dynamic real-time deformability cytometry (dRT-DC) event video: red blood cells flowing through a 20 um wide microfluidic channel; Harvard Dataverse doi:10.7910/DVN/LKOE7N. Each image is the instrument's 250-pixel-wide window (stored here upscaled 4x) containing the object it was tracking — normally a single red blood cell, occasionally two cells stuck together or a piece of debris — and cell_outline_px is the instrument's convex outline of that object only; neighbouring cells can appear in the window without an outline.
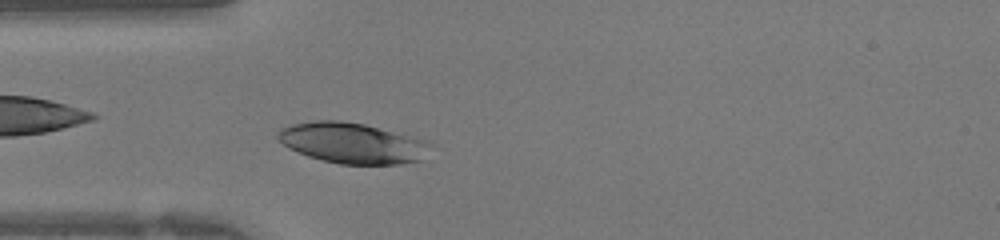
{"species": "human", "species_latin": "Homo sapiens", "temperature_condition": "warm", "stored_images_in_passage": 33, "camera_frame_rate_fps": 3000, "um_per_image_px": 0.085, "donor": {"sex": "female"}, "frame": {"image": 1, "passage_image": 5, "time_ms": 1.333, "image_size_px": [1000, 240], "cell_outline_px": [[432, 144], [420, 160], [400, 164], [340, 164], [308, 156], [288, 148], [276, 136], [280, 128], [292, 124], [316, 120], [340, 120], [364, 124], [424, 140]], "centroid_in_image_um": [29.9, 12.15], "position_along_channel_um": 55.1, "area_um2": 35.66}}
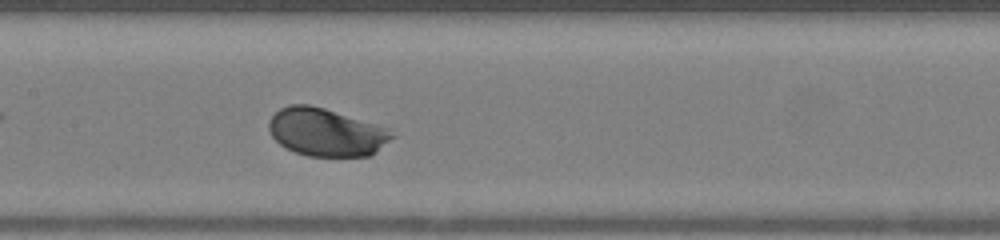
{"frame": {"image": 2, "passage_image": 13, "time_ms": 4.0, "image_size_px": [1000, 240], "cell_outline_px": [[400, 132], [396, 136], [376, 152], [368, 156], [308, 156], [296, 152], [280, 144], [272, 136], [268, 128], [268, 124], [272, 116], [280, 108], [288, 104], [308, 104], [324, 108], [388, 128]], "centroid_in_image_um": [27.77, 11.24], "position_along_channel_um": 179.6, "area_um2": 34.39}}
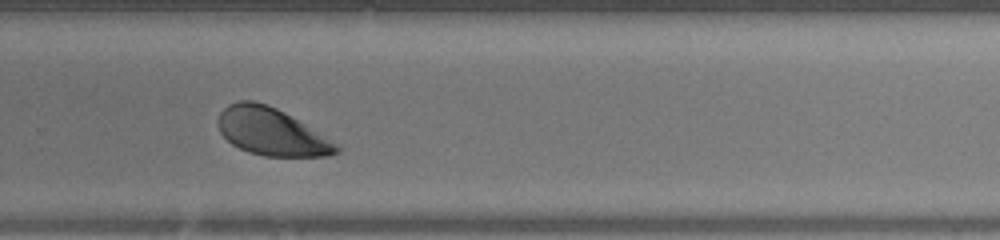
{"frame": {"image": 3, "passage_image": 21, "time_ms": 6.667, "image_size_px": [1000, 240], "cell_outline_px": [[344, 148], [340, 152], [328, 156], [264, 156], [248, 152], [232, 144], [220, 132], [216, 124], [216, 120], [220, 112], [228, 104], [240, 100], [252, 100], [268, 104], [284, 112], [332, 140]], "centroid_in_image_um": [23.06, 11.2], "position_along_channel_um": 306.7, "area_um2": 32.83}}